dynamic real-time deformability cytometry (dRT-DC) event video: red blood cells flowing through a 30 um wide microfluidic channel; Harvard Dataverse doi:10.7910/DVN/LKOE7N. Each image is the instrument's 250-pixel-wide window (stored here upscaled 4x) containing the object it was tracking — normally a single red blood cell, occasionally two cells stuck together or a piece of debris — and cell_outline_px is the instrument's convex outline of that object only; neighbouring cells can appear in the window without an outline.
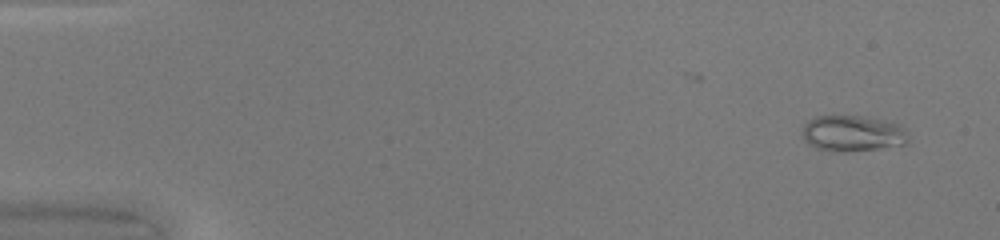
{"species": "common noctule bat (a hibernating species)", "species_latin": "Nyctalus noctula", "temperature_condition": "warm", "stored_images_in_passage": 48, "camera_frame_rate_fps": 3000, "um_per_image_px": 0.085, "animal": {"sex": "female", "body_mass_g": 20.0, "forearm_length_mm": 54.0}, "frame": {"image": 1, "passage_image": 2, "time_ms": 0.333, "image_size_px": [1000, 240], "cell_outline_px": [[908, 144], [844, 152], [816, 148], [808, 144], [804, 140], [800, 132], [804, 124], [808, 120], [816, 116], [860, 116], [884, 120], [896, 124], [904, 128], [908, 132]], "centroid_in_image_um": [72.44, 11.33], "position_along_channel_um": 12.6, "area_um2": 22.25}}
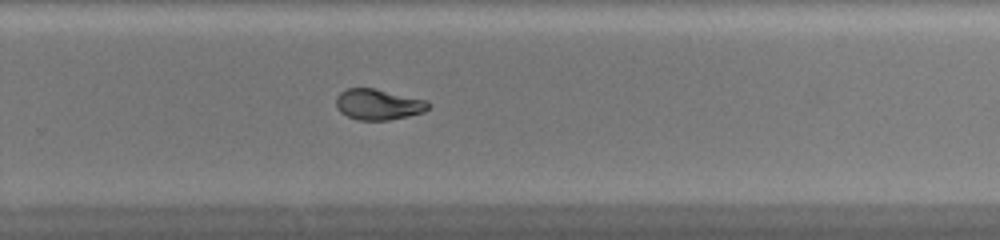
{"frame": {"image": 2, "passage_image": 32, "time_ms": 10.333, "image_size_px": [1000, 240], "cell_outline_px": [[432, 104], [424, 112], [408, 116], [388, 120], [360, 120], [348, 116], [340, 112], [336, 108], [336, 96], [340, 92], [348, 88], [372, 88], [428, 100]], "centroid_in_image_um": [32.16, 8.87], "position_along_channel_um": 297.6, "area_um2": 16.59}}
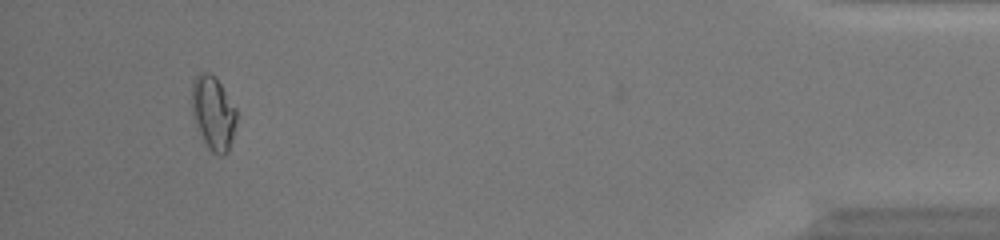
{"frame": {"image": 3, "passage_image": 45, "time_ms": 14.667, "image_size_px": [1000, 240], "cell_outline_px": [[236, 124], [232, 140], [228, 152], [224, 156], [220, 156], [212, 152], [204, 144], [196, 128], [192, 116], [192, 80], [200, 72], [208, 72], [216, 76], [236, 108]], "centroid_in_image_um": [18.11, 9.62], "position_along_channel_um": 417.1, "area_um2": 19.71}, "authors_computed_cell_mechanics": {"area_um2": 17.6579, "velocity_mm_per_s": 4.2719, "shape_relaxation_time_tau1_ms": 4.6016, "shape_relaxation_time_tau2_ms": 1.1796, "deformation_change_tau1": 0.1887, "deformation_change_tau2": 0.0468}}